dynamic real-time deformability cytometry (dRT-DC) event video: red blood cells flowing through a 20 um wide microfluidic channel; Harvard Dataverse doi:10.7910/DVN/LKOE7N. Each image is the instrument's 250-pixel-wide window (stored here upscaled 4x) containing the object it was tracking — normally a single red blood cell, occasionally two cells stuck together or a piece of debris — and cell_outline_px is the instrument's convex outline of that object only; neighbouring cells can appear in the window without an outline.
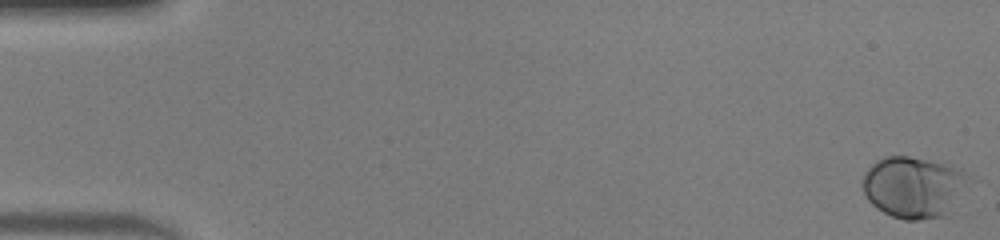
{"species": "human", "species_latin": "Homo sapiens", "temperature_condition": "warm", "stored_images_in_passage": 49, "camera_frame_rate_fps": 3000, "um_per_image_px": 0.085, "donor": {"sex": "male"}, "frame": {"image": 1, "passage_image": 1, "time_ms": 0.0, "image_size_px": [1000, 240], "cell_outline_px": [[976, 180], [952, 216], [920, 220], [904, 220], [892, 216], [876, 208], [868, 200], [860, 184], [864, 172], [876, 160], [884, 156], [908, 156], [960, 168], [972, 172]], "centroid_in_image_um": [77.83, 15.94], "position_along_channel_um": 7.2, "area_um2": 40.06}}
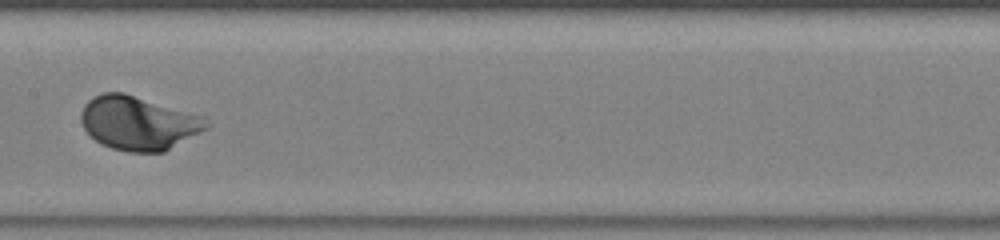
{"frame": {"image": 2, "passage_image": 26, "time_ms": 8.333, "image_size_px": [1000, 240], "cell_outline_px": [[212, 124], [208, 128], [164, 152], [128, 152], [112, 148], [100, 144], [84, 128], [80, 120], [80, 112], [84, 104], [88, 100], [104, 92], [124, 92], [204, 116]], "centroid_in_image_um": [11.78, 10.45], "position_along_channel_um": 195.6, "area_um2": 39.48}}
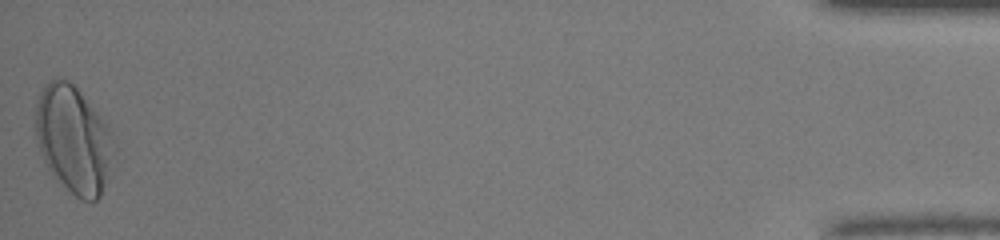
{"frame": {"image": 3, "passage_image": 49, "time_ms": 16.0, "image_size_px": [1000, 240], "cell_outline_px": [[116, 144], [112, 164], [100, 196], [96, 200], [80, 200], [52, 176], [44, 160], [36, 136], [36, 104], [40, 92], [44, 84], [48, 80], [56, 76], [60, 76], [68, 80], [80, 92], [108, 124]], "centroid_in_image_um": [6.26, 11.83], "position_along_channel_um": 428.9, "area_um2": 49.19}, "authors_computed_cell_mechanics": {"area_um2": 36.9342, "velocity_mm_per_s": 4.265, "shape_relaxation_time_tau1_ms": 1.5411, "shape_relaxation_time_tau2_ms": null, "deformation_change_tau1": 0.1428, "deformation_change_tau2": null}}